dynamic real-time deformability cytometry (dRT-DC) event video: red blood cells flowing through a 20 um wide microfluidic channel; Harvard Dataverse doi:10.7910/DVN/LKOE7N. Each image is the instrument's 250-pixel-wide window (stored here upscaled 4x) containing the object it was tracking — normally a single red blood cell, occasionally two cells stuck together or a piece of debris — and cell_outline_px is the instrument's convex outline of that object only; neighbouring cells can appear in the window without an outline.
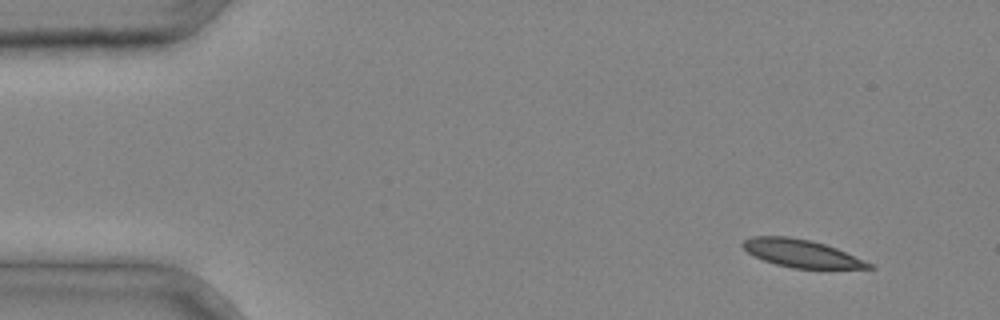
{"species": "common noctule bat (a hibernating species)", "species_latin": "Nyctalus noctula", "temperature_condition": "cold", "stored_images_in_passage": 3, "camera_frame_rate_fps": 3000, "um_per_image_px": 0.085, "animal": {"sex": "male", "body_mass_g": 20.4}, "frame": {"image": 1, "passage_image": 1, "time_ms": 0.0, "image_size_px": [1000, 320], "cell_outline_px": [[876, 268], [792, 268], [776, 264], [764, 260], [748, 252], [740, 244], [744, 240], [752, 236], [788, 236], [812, 240], [836, 248], [876, 264]], "centroid_in_image_um": [68.16, 21.53], "position_along_channel_um": 16.8, "area_um2": 20.35}}
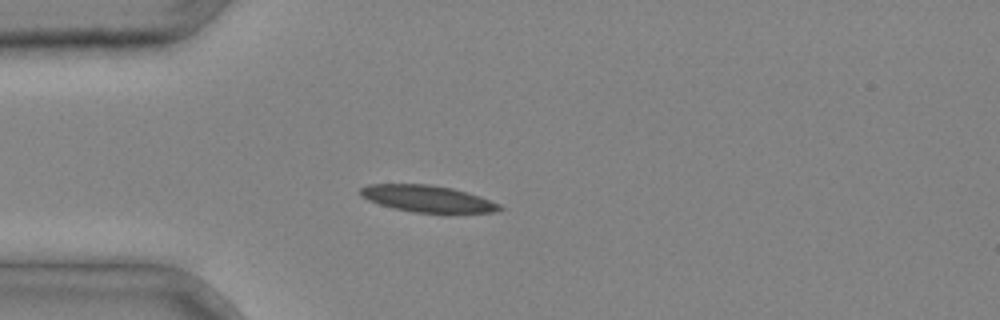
{"frame": {"image": 2, "passage_image": 3, "time_ms": 0.667, "image_size_px": [1000, 320], "cell_outline_px": [[504, 208], [492, 212], [448, 216], [444, 216], [412, 212], [380, 204], [368, 200], [360, 196], [360, 188], [368, 184], [428, 184], [452, 188], [480, 196], [500, 204]], "centroid_in_image_um": [36.41, 16.94], "position_along_channel_um": 48.6, "area_um2": 22.54}}